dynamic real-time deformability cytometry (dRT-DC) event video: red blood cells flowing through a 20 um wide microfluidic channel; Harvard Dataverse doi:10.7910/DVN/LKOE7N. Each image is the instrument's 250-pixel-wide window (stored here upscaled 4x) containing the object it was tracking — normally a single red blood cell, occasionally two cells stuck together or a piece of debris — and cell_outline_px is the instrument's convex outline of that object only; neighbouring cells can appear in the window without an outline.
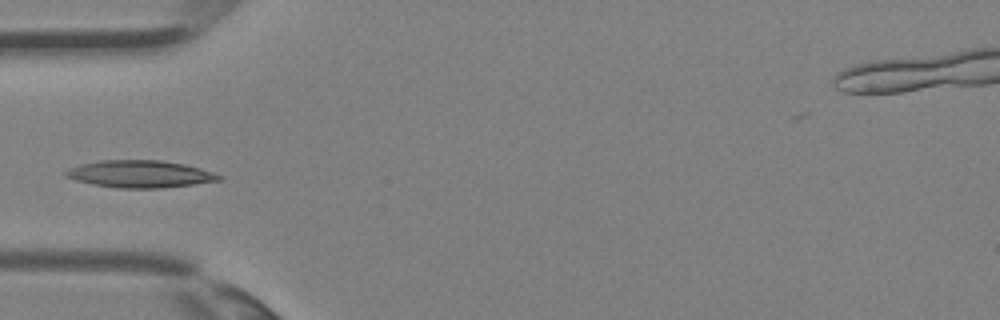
{"species": "Egyptian fruit bat (a non-hibernating species)", "species_latin": "Rousettus aegyptiacus", "temperature_condition": "room temperature", "stored_images_in_passage": 4, "camera_frame_rate_fps": 3000, "um_per_image_px": 0.085, "animal": {"sex": "female"}, "frame": {"image": 1, "passage_image": 4, "time_ms": 1.0, "image_size_px": [1000, 320], "cell_outline_px": [[224, 180], [160, 188], [116, 188], [92, 184], [76, 180], [64, 176], [64, 172], [68, 168], [80, 164], [100, 160], [160, 160], [184, 164], [200, 168], [224, 176]], "centroid_in_image_um": [11.89, 14.79], "position_along_channel_um": 73.1, "area_um2": 24.39}}